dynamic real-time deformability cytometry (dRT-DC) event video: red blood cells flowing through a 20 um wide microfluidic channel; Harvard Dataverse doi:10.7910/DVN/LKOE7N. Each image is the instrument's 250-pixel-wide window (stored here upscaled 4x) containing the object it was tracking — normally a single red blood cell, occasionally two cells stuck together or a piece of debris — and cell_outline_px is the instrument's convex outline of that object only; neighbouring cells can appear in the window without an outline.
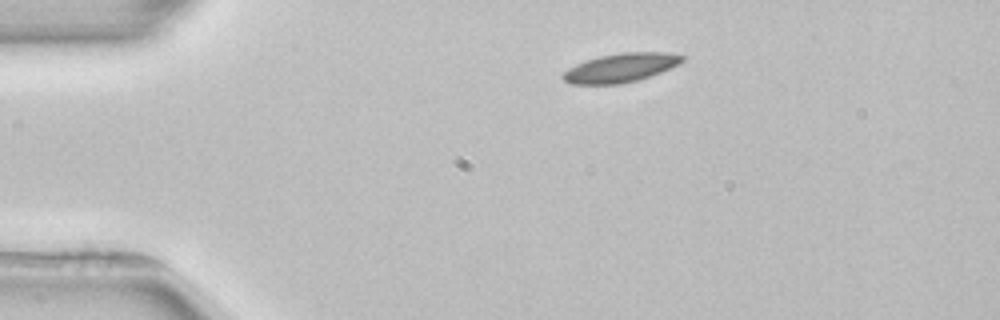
{"species": "common noctule bat (a hibernating species)", "species_latin": "Nyctalus noctula", "temperature_condition": "room temperature", "stored_images_in_passage": 2, "camera_frame_rate_fps": 3000, "um_per_image_px": 0.085, "animal": {"sex": "female", "body_mass_g": 22.7, "forearm_length_mm": 54.2}, "frame": {"image": 1, "passage_image": 1, "time_ms": 0.0, "image_size_px": [1000, 320], "cell_outline_px": [[684, 60], [680, 64], [660, 72], [636, 80], [620, 84], [572, 84], [564, 80], [560, 76], [568, 68], [584, 60], [600, 56], [620, 52], [668, 52], [684, 56]], "centroid_in_image_um": [52.74, 5.75], "position_along_channel_um": 32.3, "area_um2": 20.06}}